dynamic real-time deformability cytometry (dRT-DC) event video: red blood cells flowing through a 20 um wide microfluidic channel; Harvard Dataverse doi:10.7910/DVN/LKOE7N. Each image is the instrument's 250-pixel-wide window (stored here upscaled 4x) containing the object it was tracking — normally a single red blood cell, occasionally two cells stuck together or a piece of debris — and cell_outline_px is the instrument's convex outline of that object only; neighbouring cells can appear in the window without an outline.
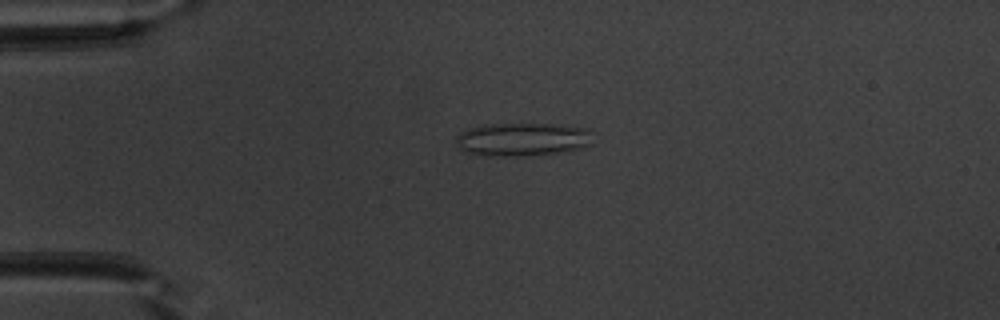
{"species": "common noctule bat (a hibernating species)", "species_latin": "Nyctalus noctula", "temperature_condition": "warm", "stored_images_in_passage": 46, "camera_frame_rate_fps": 3000, "um_per_image_px": 0.085, "animal": {"sex": "male", "body_mass_g": 20.1, "forearm_length_mm": 53.5}, "frame": {"image": 1, "passage_image": 8, "time_ms": 2.333, "image_size_px": [1000, 320], "cell_outline_px": [[592, 144], [584, 148], [564, 152], [516, 156], [488, 156], [468, 152], [460, 148], [456, 144], [456, 136], [460, 132], [468, 128], [484, 124], [552, 124], [588, 128]], "centroid_in_image_um": [44.41, 11.84], "position_along_channel_um": 40.6, "area_um2": 26.65}}
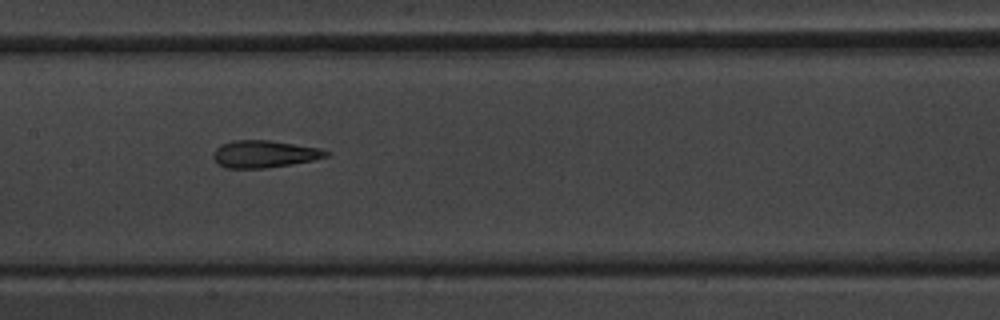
{"frame": {"image": 2, "passage_image": 21, "time_ms": 6.667, "image_size_px": [1000, 320], "cell_outline_px": [[332, 152], [328, 156], [312, 160], [264, 168], [224, 168], [216, 164], [212, 156], [216, 148], [232, 140], [268, 140], [320, 148]], "centroid_in_image_um": [22.44, 13.09], "position_along_channel_um": 185.0, "area_um2": 17.8}}
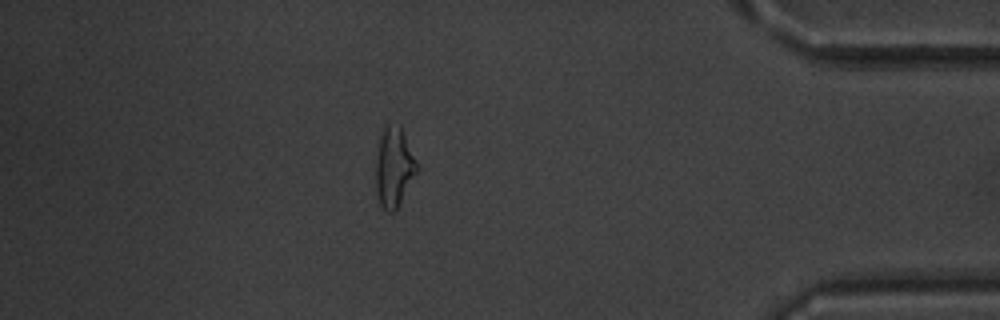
{"frame": {"image": 3, "passage_image": 40, "time_ms": 13.0, "image_size_px": [1000, 320], "cell_outline_px": [[420, 168], [396, 212], [388, 212], [380, 204], [376, 192], [376, 156], [380, 132], [388, 124], [400, 124]], "centroid_in_image_um": [33.5, 14.22], "position_along_channel_um": 401.7, "area_um2": 19.54}, "authors_computed_cell_mechanics": {"area_um2": 18.6983, "velocity_mm_per_s": 4.007, "shape_relaxation_time_tau1_ms": null, "shape_relaxation_time_tau2_ms": 1.7216, "deformation_change_tau1": null, "deformation_change_tau2": 0.1063}}